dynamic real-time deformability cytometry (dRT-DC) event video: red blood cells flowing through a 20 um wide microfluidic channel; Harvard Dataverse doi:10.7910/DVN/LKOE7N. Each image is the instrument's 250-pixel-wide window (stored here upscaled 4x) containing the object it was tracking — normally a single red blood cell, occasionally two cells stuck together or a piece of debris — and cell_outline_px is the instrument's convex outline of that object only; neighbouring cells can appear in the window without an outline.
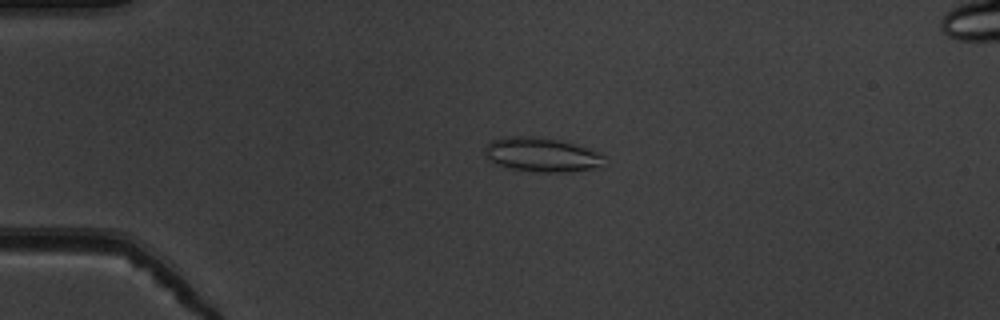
{"species": "common noctule bat (a hibernating species)", "species_latin": "Nyctalus noctula", "temperature_condition": "warm", "stored_images_in_passage": 53, "camera_frame_rate_fps": 3000, "um_per_image_px": 0.085, "animal": {"sex": "male", "body_mass_g": 19.5, "forearm_length_mm": 54.6}, "frame": {"image": 1, "passage_image": 13, "time_ms": 4.0, "image_size_px": [1000, 320], "cell_outline_px": [[604, 168], [568, 172], [536, 172], [512, 168], [492, 164], [484, 152], [484, 148], [492, 140], [508, 136], [532, 136], [560, 140], [600, 152], [604, 156]], "centroid_in_image_um": [46.08, 13.17], "position_along_channel_um": 38.9, "area_um2": 24.16}}
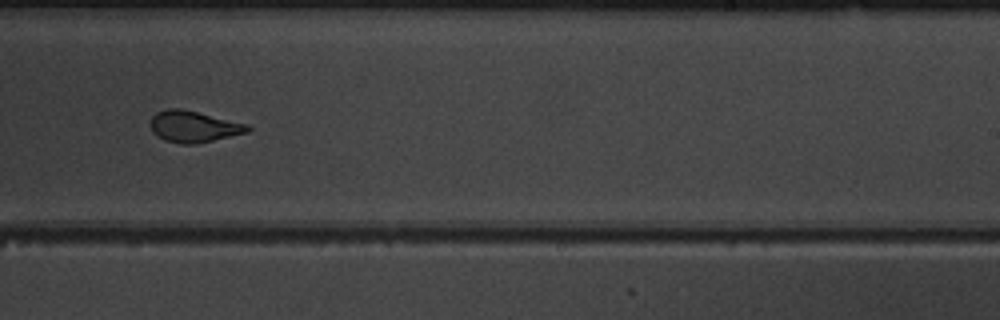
{"frame": {"image": 2, "passage_image": 34, "time_ms": 11.0, "image_size_px": [1000, 320], "cell_outline_px": [[252, 128], [248, 132], [196, 144], [180, 144], [164, 140], [156, 136], [152, 132], [152, 116], [156, 112], [168, 108], [180, 108], [248, 124]], "centroid_in_image_um": [16.45, 10.76], "position_along_channel_um": 272.5, "area_um2": 17.69}}
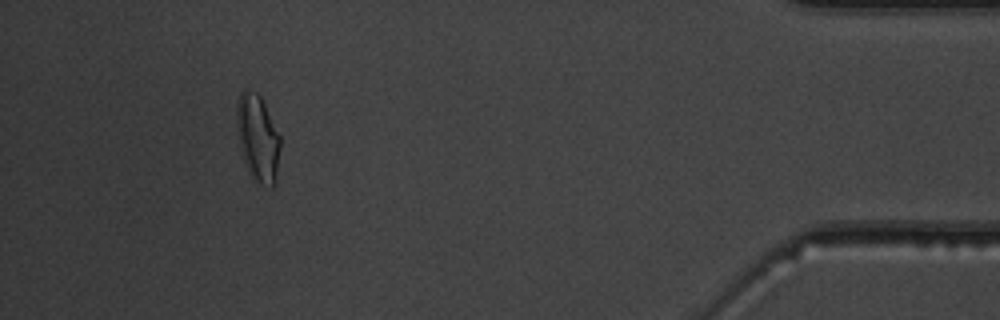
{"frame": {"image": 3, "passage_image": 49, "time_ms": 16.0, "image_size_px": [1000, 320], "cell_outline_px": [[280, 148], [276, 184], [272, 188], [260, 184], [248, 172], [240, 148], [236, 128], [236, 108], [240, 92], [244, 88], [248, 88], [256, 92], [260, 96], [280, 136]], "centroid_in_image_um": [21.9, 11.74], "position_along_channel_um": 413.3, "area_um2": 22.25}, "authors_computed_cell_mechanics": {"area_um2": 19.652, "velocity_mm_per_s": 3.9132, "shape_relaxation_time_tau1_ms": null, "shape_relaxation_time_tau2_ms": 1.1944, "deformation_change_tau1": null, "deformation_change_tau2": 0.0922}}